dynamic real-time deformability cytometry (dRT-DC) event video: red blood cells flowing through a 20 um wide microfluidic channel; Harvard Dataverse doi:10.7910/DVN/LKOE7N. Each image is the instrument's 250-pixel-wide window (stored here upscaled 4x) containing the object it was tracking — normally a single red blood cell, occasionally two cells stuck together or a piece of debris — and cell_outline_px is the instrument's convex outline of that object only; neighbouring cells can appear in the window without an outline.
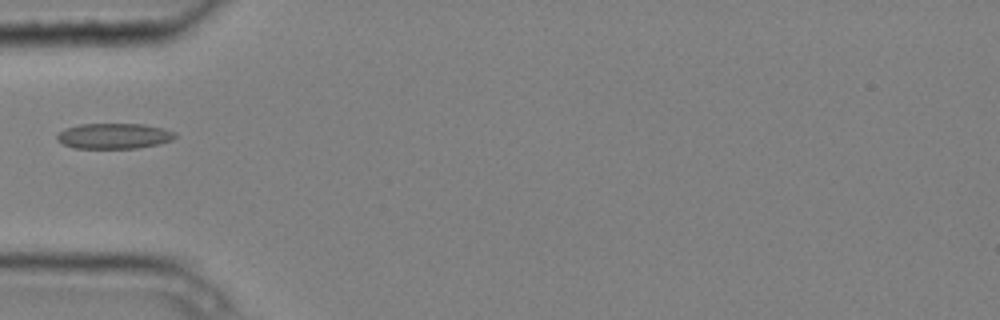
{"species": "common noctule bat (a hibernating species)", "species_latin": "Nyctalus noctula", "temperature_condition": "cold", "stored_images_in_passage": 6, "camera_frame_rate_fps": 3000, "um_per_image_px": 0.085, "animal": {"sex": "male", "body_mass_g": 20.4}, "frame": {"image": 1, "passage_image": 6, "time_ms": 1.667, "image_size_px": [1000, 320], "cell_outline_px": [[176, 136], [172, 140], [160, 144], [136, 148], [72, 148], [56, 140], [56, 136], [64, 128], [80, 124], [144, 124], [176, 132]], "centroid_in_image_um": [9.67, 11.56], "position_along_channel_um": 75.3, "area_um2": 17.57}}